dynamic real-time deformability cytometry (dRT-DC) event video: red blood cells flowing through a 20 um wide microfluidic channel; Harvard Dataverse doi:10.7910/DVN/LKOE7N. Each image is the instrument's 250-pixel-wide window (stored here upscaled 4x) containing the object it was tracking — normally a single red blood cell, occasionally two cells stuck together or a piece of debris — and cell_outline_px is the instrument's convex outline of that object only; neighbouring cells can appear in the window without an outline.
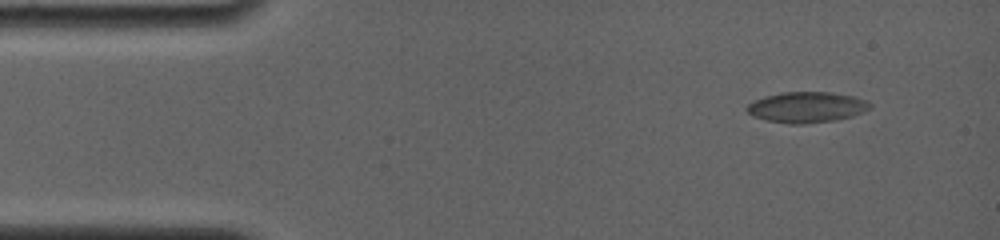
{"species": "common noctule bat (a hibernating species)", "species_latin": "Nyctalus noctula", "temperature_condition": "room temperature", "stored_images_in_passage": 54, "camera_frame_rate_fps": 4000, "um_per_image_px": 0.085, "animal": {"sex": "female", "body_mass_g": 19.0, "forearm_length_mm": 56.7}, "frame": {"image": 1, "passage_image": 1, "time_ms": 0.0, "image_size_px": [1000, 240], "cell_outline_px": [[872, 108], [852, 116], [832, 120], [804, 124], [788, 124], [764, 120], [752, 116], [744, 108], [748, 104], [764, 96], [780, 92], [828, 92], [852, 96], [864, 100], [872, 104]], "centroid_in_image_um": [68.52, 9.12], "position_along_channel_um": 16.5, "area_um2": 22.02}}
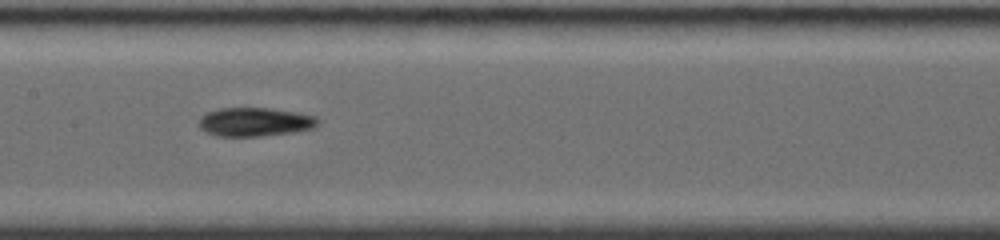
{"frame": {"image": 2, "passage_image": 27, "time_ms": 6.75, "image_size_px": [1000, 240], "cell_outline_px": [[320, 120], [312, 128], [292, 132], [256, 136], [216, 136], [204, 132], [196, 124], [200, 116], [208, 112], [220, 108], [268, 108], [296, 112], [316, 116]], "centroid_in_image_um": [21.59, 10.36], "position_along_channel_um": 185.8, "area_um2": 19.94}}
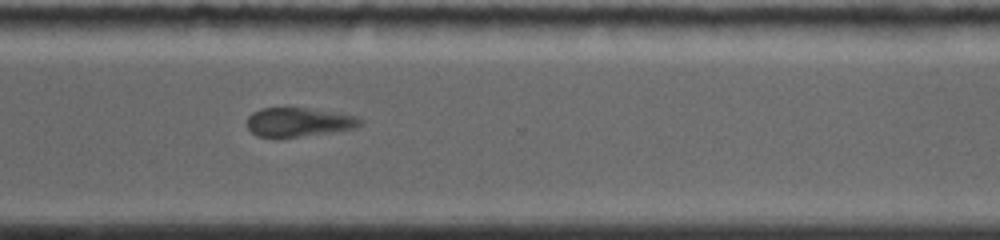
{"frame": {"image": 3, "passage_image": 53, "time_ms": 11.0, "image_size_px": [1000, 240], "cell_outline_px": [[364, 120], [356, 128], [296, 136], [256, 136], [248, 128], [248, 116], [252, 112], [260, 108], [304, 108], [332, 112], [356, 116]], "centroid_in_image_um": [25.37, 10.36], "position_along_channel_um": 345.2, "area_um2": 18.5}}